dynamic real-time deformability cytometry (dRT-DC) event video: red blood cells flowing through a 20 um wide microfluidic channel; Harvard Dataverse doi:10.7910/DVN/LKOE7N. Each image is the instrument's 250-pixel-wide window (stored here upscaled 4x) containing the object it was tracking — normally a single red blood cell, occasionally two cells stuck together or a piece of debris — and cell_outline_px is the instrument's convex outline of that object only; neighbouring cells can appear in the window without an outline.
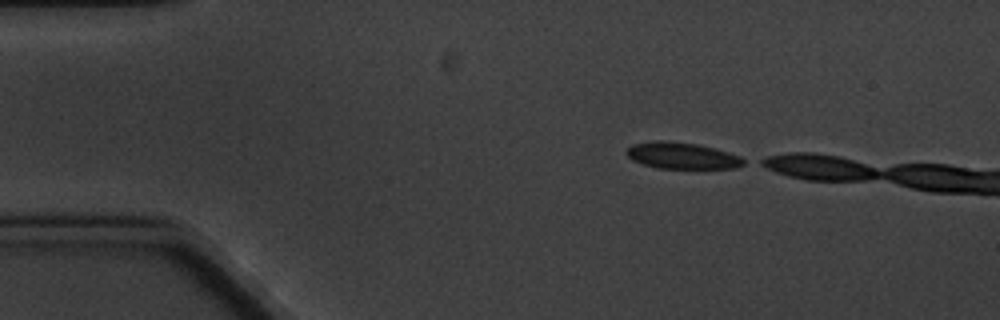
{"species": "common noctule bat (a hibernating species)", "species_latin": "Nyctalus noctula", "temperature_condition": "cold", "stored_images_in_passage": 3, "camera_frame_rate_fps": 3000, "um_per_image_px": 0.085, "animal": {"sex": "male", "body_mass_g": 20.1, "forearm_length_mm": 53.5}, "frame": {"image": 1, "passage_image": 1, "time_ms": 0.0, "image_size_px": [1000, 320], "cell_outline_px": [[748, 160], [744, 164], [736, 168], [656, 168], [632, 160], [624, 152], [632, 144], [656, 140], [660, 140], [696, 144], [728, 152], [740, 156]], "centroid_in_image_um": [57.97, 13.23], "position_along_channel_um": 27.0, "area_um2": 17.98}}